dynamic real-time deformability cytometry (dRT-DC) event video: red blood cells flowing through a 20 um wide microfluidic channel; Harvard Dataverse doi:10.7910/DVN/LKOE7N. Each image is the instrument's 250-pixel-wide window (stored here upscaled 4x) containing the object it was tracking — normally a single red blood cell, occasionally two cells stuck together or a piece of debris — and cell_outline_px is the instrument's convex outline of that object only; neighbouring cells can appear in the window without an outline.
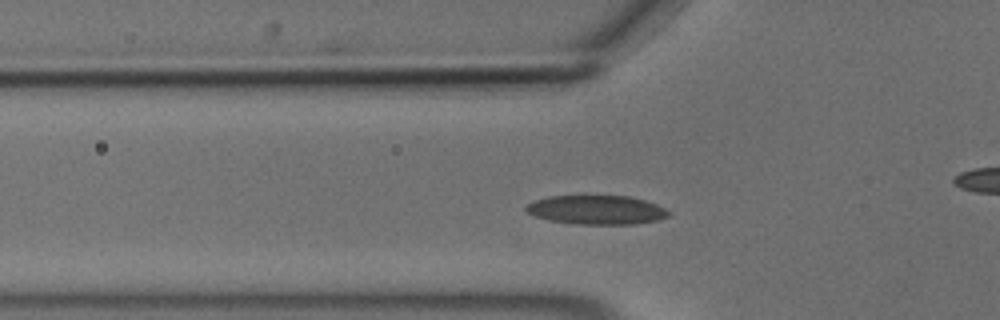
{"species": "common noctule bat (a hibernating species)", "species_latin": "Nyctalus noctula", "temperature_condition": "cold", "stored_images_in_passage": 43, "camera_frame_rate_fps": 3000, "um_per_image_px": 0.085, "animal": {"sex": "male", "body_mass_g": 18.8}, "frame": {"image": 1, "passage_image": 6, "time_ms": 1.667, "image_size_px": [1000, 320], "cell_outline_px": [[668, 216], [656, 220], [636, 224], [576, 224], [548, 220], [536, 216], [528, 212], [524, 208], [528, 204], [536, 200], [548, 196], [628, 196], [644, 200], [656, 204], [664, 208], [668, 212]], "centroid_in_image_um": [50.69, 17.84], "position_along_channel_um": 75.1, "area_um2": 23.87}}
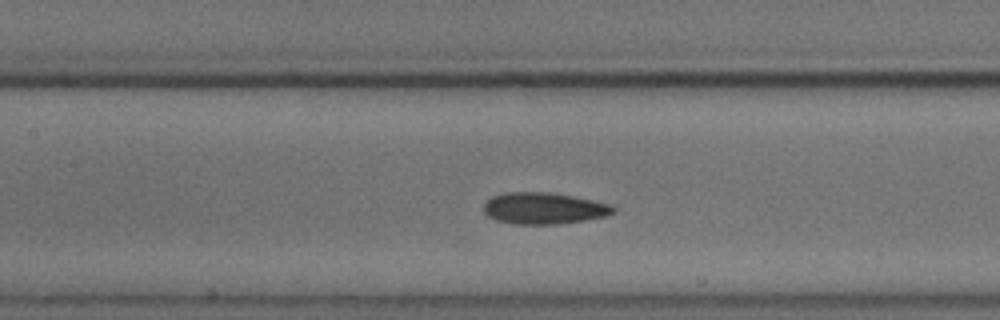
{"frame": {"image": 2, "passage_image": 13, "time_ms": 4.0, "image_size_px": [1000, 320], "cell_outline_px": [[616, 212], [604, 216], [584, 220], [556, 224], [512, 224], [496, 220], [488, 216], [484, 212], [484, 204], [492, 196], [504, 192], [548, 192], [572, 196], [612, 204], [616, 208]], "centroid_in_image_um": [46.22, 17.7], "position_along_channel_um": 161.2, "area_um2": 23.81}}
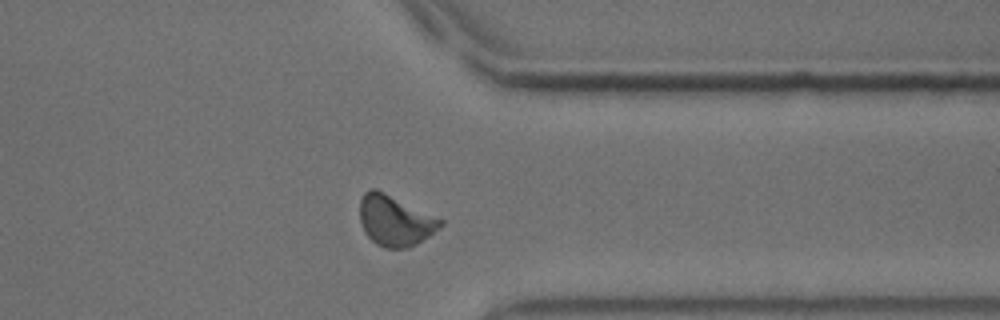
{"frame": {"image": 3, "passage_image": 31, "time_ms": 10.0, "image_size_px": [1000, 320], "cell_outline_px": [[444, 224], [440, 228], [416, 244], [408, 248], [384, 248], [376, 244], [364, 232], [360, 220], [360, 200], [364, 192], [372, 188], [376, 188], [444, 220]], "centroid_in_image_um": [33.57, 18.75], "position_along_channel_um": 377.8, "area_um2": 23.76}, "authors_computed_cell_mechanics": {"area_um2": 23.409, "velocity_mm_per_s": 3.6523, "shape_relaxation_time_tau1_ms": 7.1295, "shape_relaxation_time_tau2_ms": 1.7816, "deformation_change_tau1": 0.1429, "deformation_change_tau2": 0.0674}}